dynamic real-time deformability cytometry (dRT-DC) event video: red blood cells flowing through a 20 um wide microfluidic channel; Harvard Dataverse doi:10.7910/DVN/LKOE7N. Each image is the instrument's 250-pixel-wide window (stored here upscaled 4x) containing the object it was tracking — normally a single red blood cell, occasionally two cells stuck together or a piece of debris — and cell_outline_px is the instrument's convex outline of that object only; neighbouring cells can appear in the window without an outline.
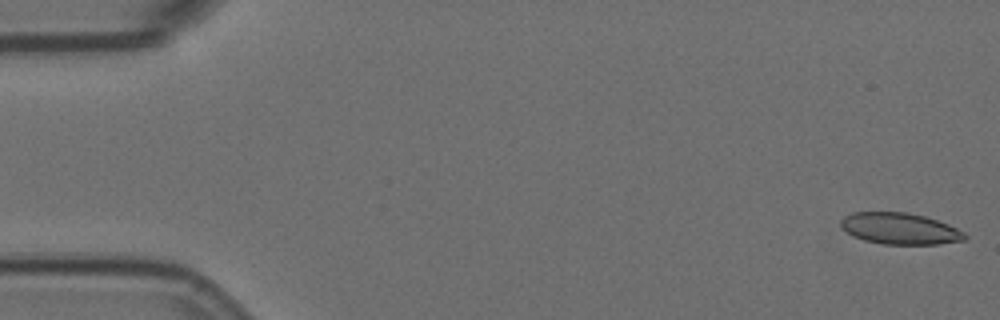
{"species": "Egyptian fruit bat (a non-hibernating species)", "species_latin": "Rousettus aegyptiacus", "temperature_condition": "room temperature", "stored_images_in_passage": 5, "camera_frame_rate_fps": 3000, "um_per_image_px": 0.085, "animal": {"sex": "female"}, "frame": {"image": 1, "passage_image": 1, "time_ms": 0.0, "image_size_px": [1000, 320], "cell_outline_px": [[968, 236], [964, 240], [940, 244], [884, 244], [864, 240], [852, 236], [840, 224], [840, 220], [844, 216], [852, 212], [908, 212], [924, 216], [948, 224], [964, 232]], "centroid_in_image_um": [76.49, 19.43], "position_along_channel_um": 8.5, "area_um2": 22.66}}
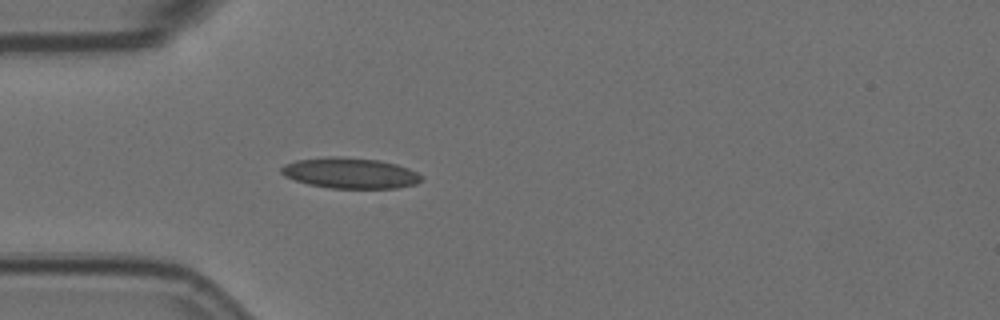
{"frame": {"image": 2, "passage_image": 5, "time_ms": 1.333, "image_size_px": [1000, 320], "cell_outline_px": [[424, 180], [416, 184], [396, 188], [332, 188], [308, 184], [284, 176], [280, 172], [280, 168], [284, 164], [296, 160], [332, 156], [340, 156], [380, 160], [396, 164], [408, 168], [424, 176]], "centroid_in_image_um": [29.78, 14.71], "position_along_channel_um": 55.2, "area_um2": 25.2}}